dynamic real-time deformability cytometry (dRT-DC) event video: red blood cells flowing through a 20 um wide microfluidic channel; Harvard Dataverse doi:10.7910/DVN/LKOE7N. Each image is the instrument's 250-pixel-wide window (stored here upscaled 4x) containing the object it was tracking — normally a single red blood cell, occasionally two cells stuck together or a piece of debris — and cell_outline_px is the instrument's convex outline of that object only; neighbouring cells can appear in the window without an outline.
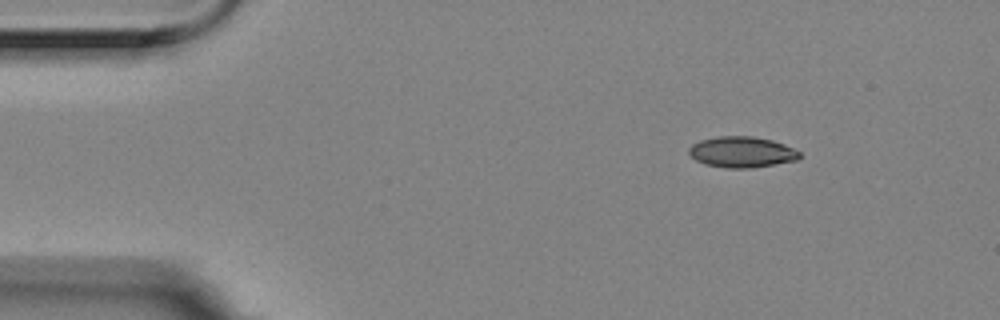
{"species": "Egyptian fruit bat (a non-hibernating species)", "species_latin": "Rousettus aegyptiacus", "temperature_condition": "room temperature", "stored_images_in_passage": 8, "camera_frame_rate_fps": 3000, "um_per_image_px": 0.085, "animal": {"sex": "female"}, "frame": {"image": 1, "passage_image": 1, "time_ms": 0.0, "image_size_px": [1000, 320], "cell_outline_px": [[800, 156], [796, 160], [752, 168], [728, 168], [704, 164], [696, 160], [688, 152], [688, 148], [692, 144], [700, 140], [716, 136], [752, 136], [772, 140], [784, 144], [800, 152]], "centroid_in_image_um": [63.02, 12.92], "position_along_channel_um": 22.0, "area_um2": 19.88}}
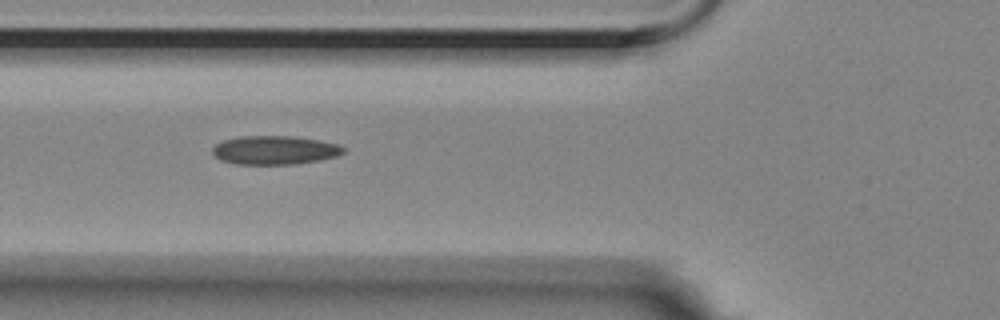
{"frame": {"image": 2, "passage_image": 5, "time_ms": 1.333, "image_size_px": [1000, 320], "cell_outline_px": [[344, 152], [336, 156], [320, 160], [296, 164], [236, 164], [220, 160], [212, 152], [212, 148], [216, 144], [224, 140], [240, 136], [292, 136], [340, 144], [344, 148]], "centroid_in_image_um": [23.34, 12.76], "position_along_channel_um": 102.5, "area_um2": 21.85}}
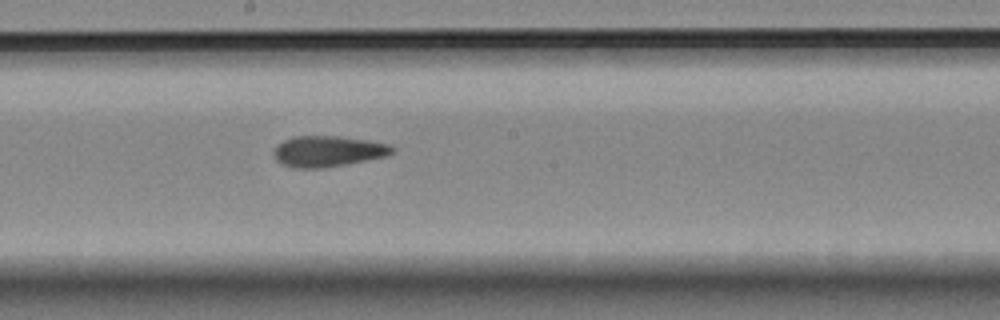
{"frame": {"image": 3, "passage_image": 8, "time_ms": 2.333, "image_size_px": [1000, 320], "cell_outline_px": [[396, 148], [388, 156], [344, 164], [320, 168], [292, 168], [276, 160], [272, 152], [284, 140], [292, 136], [336, 136], [368, 140], [392, 144]], "centroid_in_image_um": [27.9, 12.85], "position_along_channel_um": 220.3, "area_um2": 21.27}}